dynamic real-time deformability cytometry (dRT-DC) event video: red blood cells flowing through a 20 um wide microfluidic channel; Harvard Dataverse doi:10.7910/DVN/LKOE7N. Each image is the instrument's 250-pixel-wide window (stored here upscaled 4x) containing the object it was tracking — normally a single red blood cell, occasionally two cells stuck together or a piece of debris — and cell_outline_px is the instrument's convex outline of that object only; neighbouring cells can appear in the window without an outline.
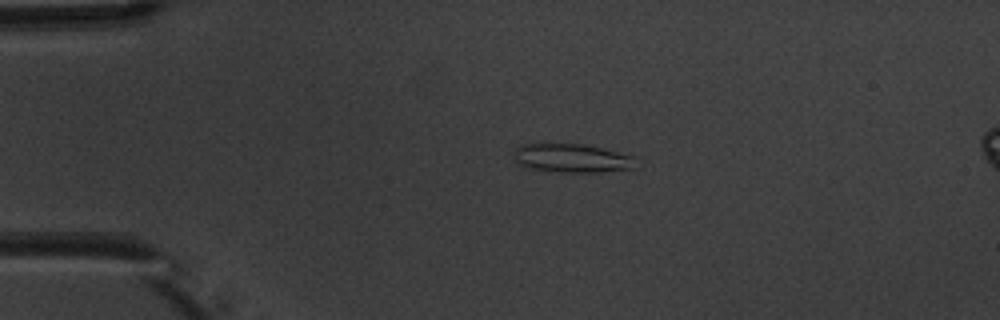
{"species": "common noctule bat (a hibernating species)", "species_latin": "Nyctalus noctula", "temperature_condition": "warm", "stored_images_in_passage": 3, "camera_frame_rate_fps": 3000, "um_per_image_px": 0.085, "animal": {"sex": "male", "body_mass_g": 20.1, "forearm_length_mm": 53.5}, "frame": {"image": 1, "passage_image": 1, "time_ms": 0.0, "image_size_px": [1000, 320], "cell_outline_px": [[636, 168], [600, 172], [560, 172], [532, 168], [520, 164], [516, 160], [516, 148], [520, 144], [544, 140], [584, 144], [636, 156]], "centroid_in_image_um": [48.62, 13.39], "position_along_channel_um": 36.4, "area_um2": 21.15}}